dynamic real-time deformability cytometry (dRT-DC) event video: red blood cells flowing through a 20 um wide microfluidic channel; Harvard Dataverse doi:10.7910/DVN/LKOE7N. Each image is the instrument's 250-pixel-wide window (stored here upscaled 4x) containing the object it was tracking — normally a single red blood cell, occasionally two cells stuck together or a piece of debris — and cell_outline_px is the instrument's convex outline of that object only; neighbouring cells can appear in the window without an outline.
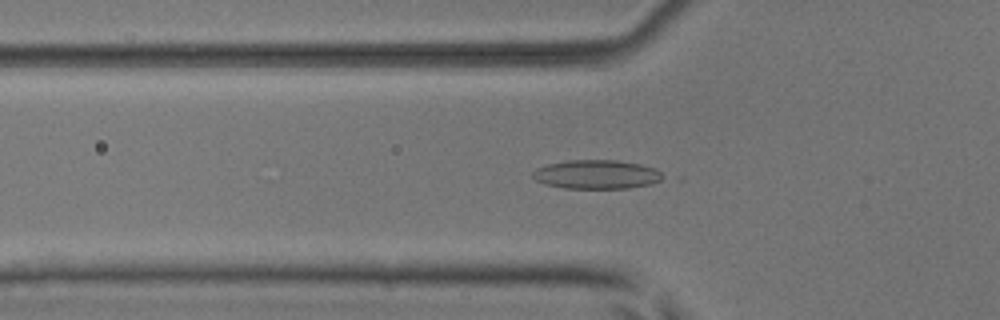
{"species": "common noctule bat (a hibernating species)", "species_latin": "Nyctalus noctula", "temperature_condition": "room temperature", "stored_images_in_passage": 50, "camera_frame_rate_fps": 3000, "um_per_image_px": 0.085, "animal": {"sex": "male", "body_mass_g": 17.9, "forearm_length_mm": 54.2}, "frame": {"image": 1, "passage_image": 17, "time_ms": 5.333, "image_size_px": [1000, 320], "cell_outline_px": [[668, 176], [652, 184], [628, 188], [564, 188], [544, 184], [536, 180], [532, 176], [532, 172], [536, 168], [548, 164], [568, 160], [616, 160], [640, 164], [656, 168]], "centroid_in_image_um": [50.75, 14.82], "position_along_channel_um": 75.1, "area_um2": 22.14}}
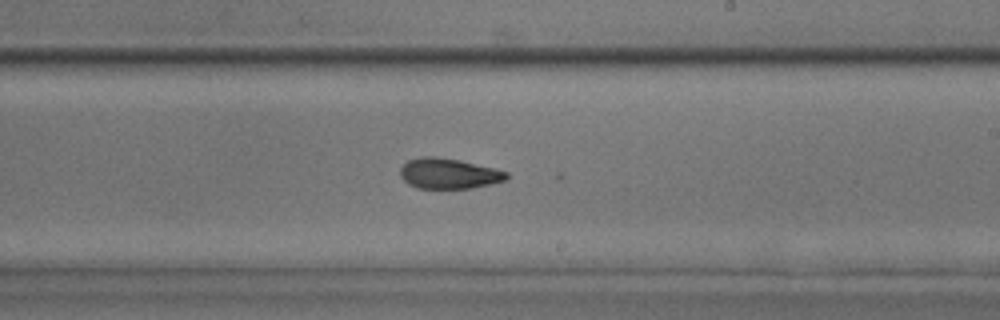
{"frame": {"image": 2, "passage_image": 30, "time_ms": 9.667, "image_size_px": [1000, 320], "cell_outline_px": [[508, 180], [492, 184], [472, 188], [416, 188], [408, 184], [400, 176], [400, 168], [408, 160], [420, 156], [436, 156], [460, 160], [496, 168], [508, 172]], "centroid_in_image_um": [38.16, 14.74], "position_along_channel_um": 250.8, "area_um2": 19.13}}
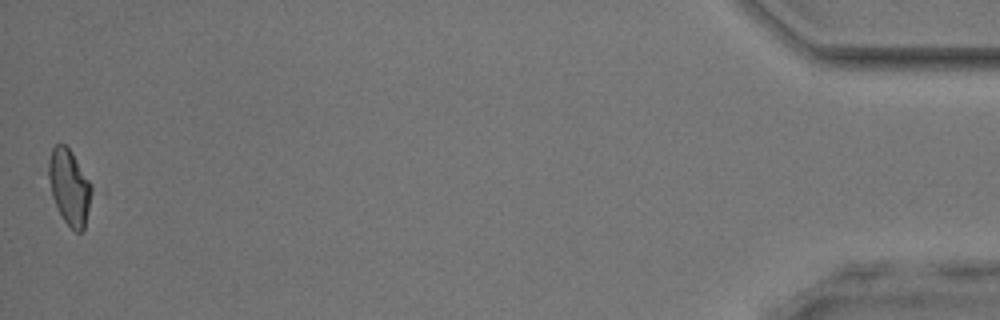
{"frame": {"image": 3, "passage_image": 50, "time_ms": 16.333, "image_size_px": [1000, 320], "cell_outline_px": [[92, 192], [84, 228], [80, 232], [76, 232], [64, 220], [52, 196], [48, 176], [48, 160], [52, 148], [56, 144], [64, 144], [72, 152], [92, 184]], "centroid_in_image_um": [5.89, 15.86], "position_along_channel_um": 429.3, "area_um2": 18.67}, "authors_computed_cell_mechanics": {"area_um2": 19.9699, "velocity_mm_per_s": 4.0645, "shape_relaxation_time_tau1_ms": null, "shape_relaxation_time_tau2_ms": 3.0391, "deformation_change_tau1": null, "deformation_change_tau2": 0.0791}}